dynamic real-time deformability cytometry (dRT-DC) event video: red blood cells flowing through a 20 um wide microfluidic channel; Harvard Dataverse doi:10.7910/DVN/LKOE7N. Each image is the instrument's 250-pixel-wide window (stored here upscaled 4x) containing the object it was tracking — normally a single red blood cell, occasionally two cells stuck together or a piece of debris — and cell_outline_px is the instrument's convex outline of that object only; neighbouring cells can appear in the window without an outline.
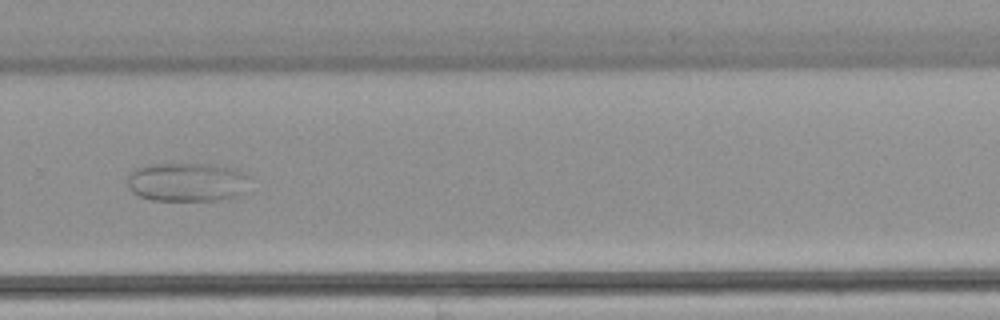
{"species": "common noctule bat (a hibernating species)", "species_latin": "Nyctalus noctula", "temperature_condition": "warm", "stored_images_in_passage": 37, "camera_frame_rate_fps": 3000, "um_per_image_px": 0.085, "animal": {"sex": "female", "body_mass_g": 22.7, "forearm_length_mm": 54.2}, "frame": {"image": 1, "passage_image": 37, "time_ms": 12.0, "image_size_px": [1000, 320], "cell_outline_px": [[248, 192], [244, 196], [216, 200], [152, 200], [140, 196], [132, 192], [128, 188], [128, 176], [136, 168], [148, 164], [204, 164], [228, 168], [240, 172], [248, 176]], "centroid_in_image_um": [15.92, 15.5], "position_along_channel_um": 313.9, "area_um2": 27.74}}